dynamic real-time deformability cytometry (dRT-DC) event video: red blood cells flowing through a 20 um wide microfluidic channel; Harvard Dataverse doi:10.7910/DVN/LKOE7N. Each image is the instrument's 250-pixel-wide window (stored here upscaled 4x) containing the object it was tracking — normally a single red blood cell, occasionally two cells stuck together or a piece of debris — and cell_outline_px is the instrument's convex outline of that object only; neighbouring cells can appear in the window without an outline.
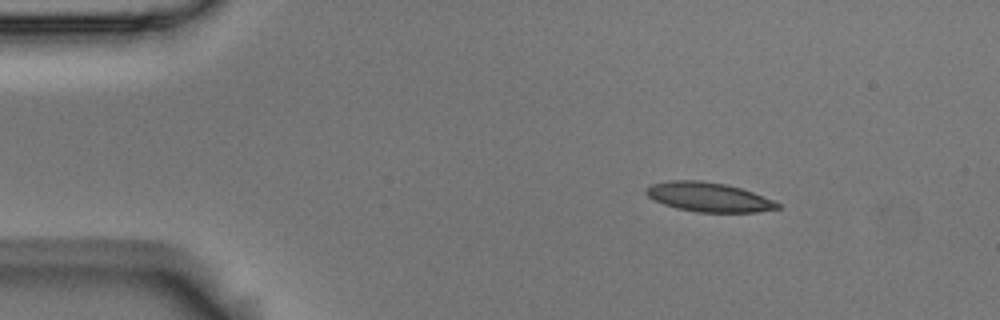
{"species": "Egyptian fruit bat (a non-hibernating species)", "species_latin": "Rousettus aegyptiacus", "temperature_condition": "room temperature", "stored_images_in_passage": 4, "camera_frame_rate_fps": 3000, "um_per_image_px": 0.085, "animal": {"sex": "male"}, "frame": {"image": 1, "passage_image": 1, "time_ms": 0.0, "image_size_px": [1000, 320], "cell_outline_px": [[780, 208], [756, 212], [696, 212], [676, 208], [652, 200], [644, 192], [644, 188], [652, 184], [668, 180], [700, 180], [724, 184], [740, 188], [752, 192], [772, 200], [780, 204]], "centroid_in_image_um": [60.17, 16.75], "position_along_channel_um": 24.8, "area_um2": 22.43}}